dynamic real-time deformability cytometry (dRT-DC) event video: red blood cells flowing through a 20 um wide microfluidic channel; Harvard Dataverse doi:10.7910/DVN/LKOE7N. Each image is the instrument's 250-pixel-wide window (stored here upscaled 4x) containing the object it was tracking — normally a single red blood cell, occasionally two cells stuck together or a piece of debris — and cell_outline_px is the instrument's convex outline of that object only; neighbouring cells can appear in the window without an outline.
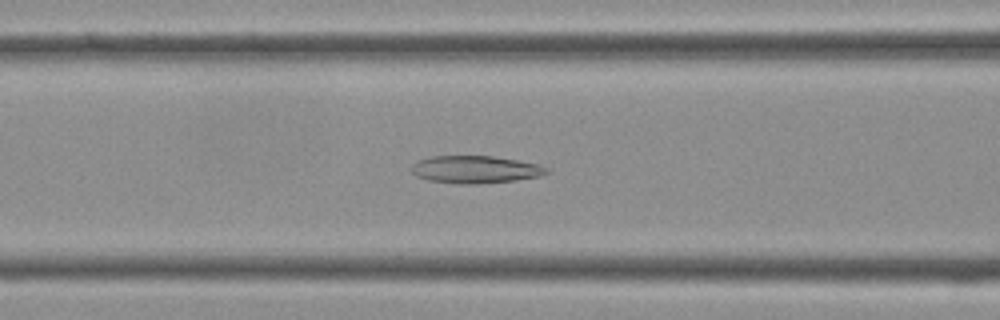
{"species": "Egyptian fruit bat (a non-hibernating species)", "species_latin": "Rousettus aegyptiacus", "temperature_condition": "cold", "stored_images_in_passage": 40, "camera_frame_rate_fps": 3000, "um_per_image_px": 0.085, "frame": {"image": 1, "passage_image": 15, "time_ms": 4.667, "image_size_px": [1000, 320], "cell_outline_px": [[548, 172], [540, 176], [516, 180], [476, 184], [460, 184], [428, 180], [416, 176], [412, 172], [412, 164], [420, 160], [432, 156], [492, 156], [540, 164], [548, 168]], "centroid_in_image_um": [40.41, 14.41], "position_along_channel_um": 126.2, "area_um2": 21.56}}
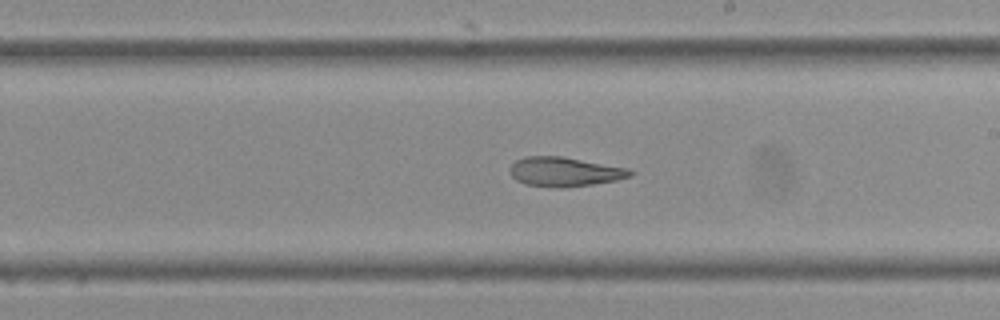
{"frame": {"image": 2, "passage_image": 22, "time_ms": 7.0, "image_size_px": [1000, 320], "cell_outline_px": [[636, 172], [632, 176], [616, 180], [592, 184], [560, 188], [556, 188], [524, 184], [516, 180], [512, 176], [508, 168], [516, 160], [524, 156], [560, 156], [628, 168]], "centroid_in_image_um": [47.97, 14.6], "position_along_channel_um": 241.0, "area_um2": 20.63}}
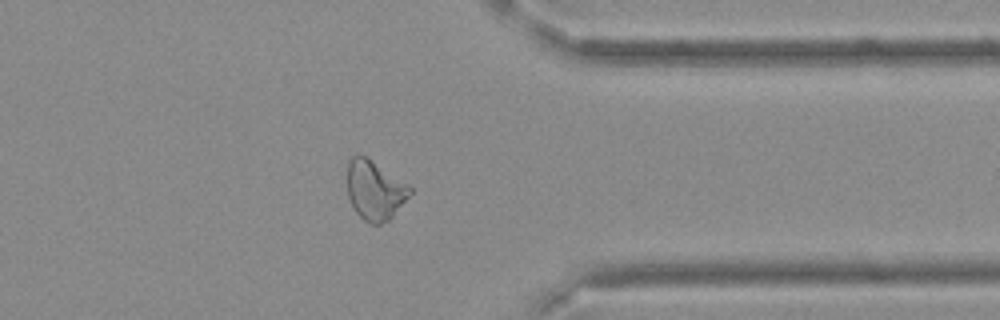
{"frame": {"image": 3, "passage_image": 31, "time_ms": 10.0, "image_size_px": [1000, 320], "cell_outline_px": [[412, 192], [392, 216], [388, 220], [380, 224], [368, 224], [352, 208], [348, 196], [348, 160], [352, 156], [364, 156], [408, 184], [412, 188]], "centroid_in_image_um": [31.84, 16.2], "position_along_channel_um": 379.6, "area_um2": 21.33}}